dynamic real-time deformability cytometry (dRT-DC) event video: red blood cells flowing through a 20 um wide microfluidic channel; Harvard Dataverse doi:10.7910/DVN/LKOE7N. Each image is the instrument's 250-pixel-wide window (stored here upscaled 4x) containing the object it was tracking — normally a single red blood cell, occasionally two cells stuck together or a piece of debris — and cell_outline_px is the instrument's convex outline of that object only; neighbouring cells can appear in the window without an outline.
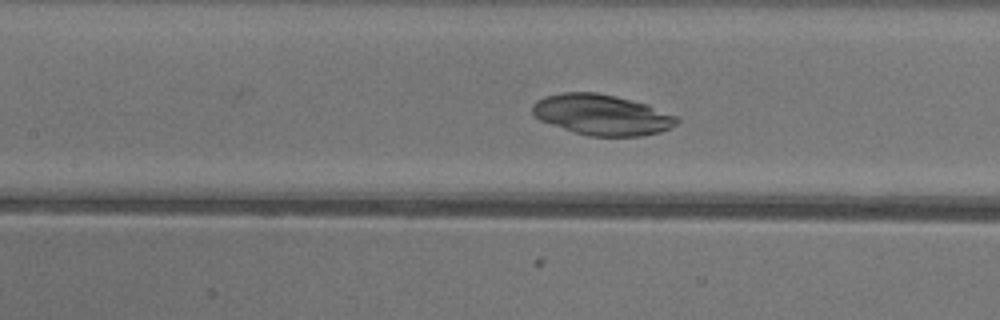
{"species": "common noctule bat (a hibernating species)", "species_latin": "Nyctalus noctula", "temperature_condition": "warm", "stored_images_in_passage": 51, "camera_frame_rate_fps": 3000, "um_per_image_px": 0.085, "animal": {"sex": "female"}, "frame": {"image": 1, "passage_image": 22, "time_ms": 7.0, "image_size_px": [1000, 320], "cell_outline_px": [[680, 120], [676, 124], [660, 132], [640, 136], [588, 136], [540, 120], [532, 112], [532, 104], [536, 100], [544, 96], [564, 92], [596, 92], [616, 96], [648, 104], [676, 116]], "centroid_in_image_um": [51.16, 9.74], "position_along_channel_um": 156.2, "area_um2": 34.04}}
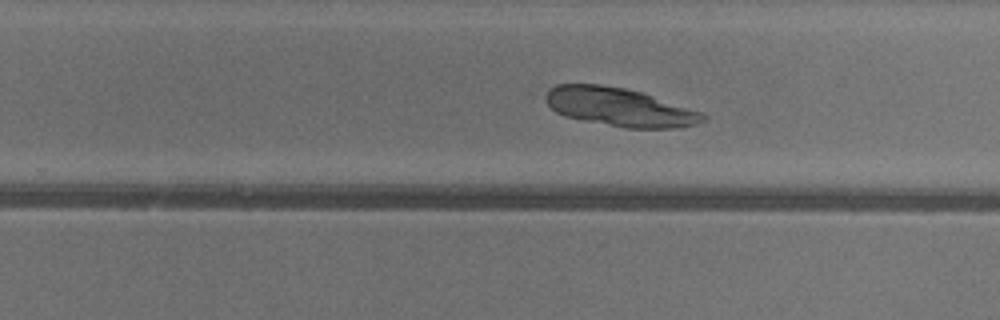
{"frame": {"image": 2, "passage_image": 31, "time_ms": 10.0, "image_size_px": [1000, 320], "cell_outline_px": [[708, 116], [704, 120], [696, 124], [680, 128], [624, 128], [564, 116], [556, 112], [548, 104], [544, 96], [556, 84], [600, 84], [624, 88], [644, 92], [700, 112]], "centroid_in_image_um": [52.67, 9.1], "position_along_channel_um": 277.1, "area_um2": 35.14}}
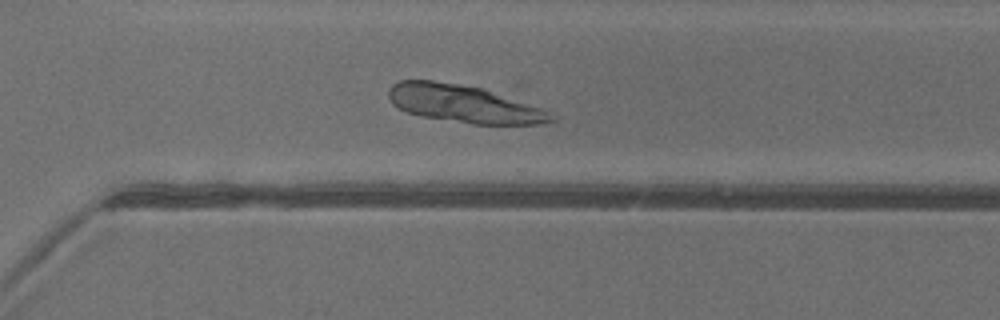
{"frame": {"image": 3, "passage_image": 35, "time_ms": 11.333, "image_size_px": [1000, 320], "cell_outline_px": [[560, 116], [556, 120], [536, 124], [472, 124], [420, 116], [404, 112], [396, 108], [392, 104], [388, 96], [388, 88], [392, 84], [400, 80], [432, 80], [480, 88], [540, 108]], "centroid_in_image_um": [39.36, 8.84], "position_along_channel_um": 331.2, "area_um2": 35.43}}